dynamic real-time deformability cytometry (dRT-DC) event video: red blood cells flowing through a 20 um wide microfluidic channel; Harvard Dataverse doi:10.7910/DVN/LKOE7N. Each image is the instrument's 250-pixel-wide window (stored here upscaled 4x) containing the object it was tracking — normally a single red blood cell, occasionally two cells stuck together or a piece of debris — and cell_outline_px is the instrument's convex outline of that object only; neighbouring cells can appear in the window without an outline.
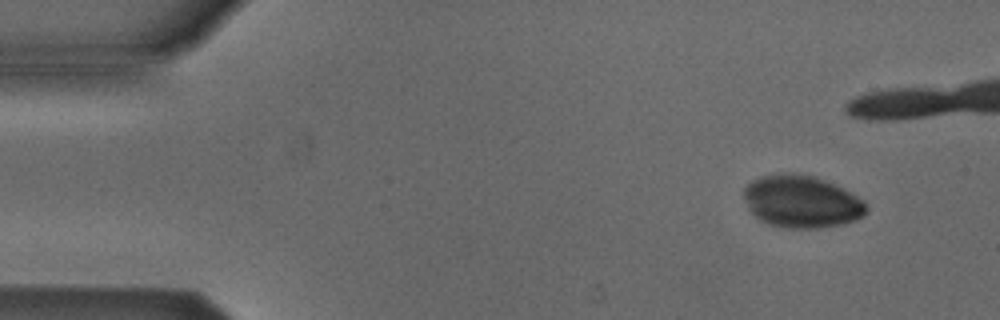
{"species": "Egyptian fruit bat (a non-hibernating species)", "species_latin": "Rousettus aegyptiacus", "temperature_condition": "cold", "stored_images_in_passage": 8, "camera_frame_rate_fps": 3000, "um_per_image_px": 0.085, "animal": {"sex": "male"}, "frame": {"image": 1, "passage_image": 1, "time_ms": 0.0, "image_size_px": [1000, 320], "cell_outline_px": [[868, 212], [864, 216], [856, 220], [844, 224], [820, 228], [788, 228], [768, 224], [760, 220], [748, 208], [744, 196], [744, 188], [752, 180], [760, 176], [812, 176], [852, 192], [864, 200], [868, 208]], "centroid_in_image_um": [68.19, 17.19], "position_along_channel_um": 16.8, "area_um2": 36.7}}
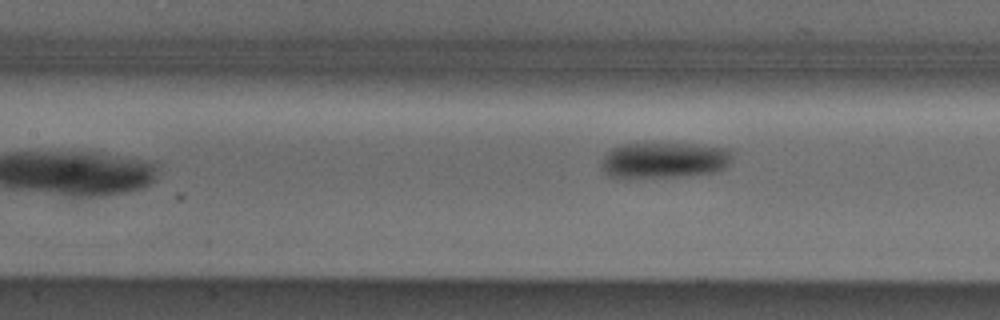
{"frame": {"image": 2, "passage_image": 7, "time_ms": 7.333, "image_size_px": [1000, 320], "cell_outline_px": [[732, 156], [728, 164], [724, 168], [712, 172], [680, 176], [612, 176], [604, 172], [604, 156], [612, 148], [620, 144], [696, 144], [732, 148]], "centroid_in_image_um": [56.55, 13.58], "position_along_channel_um": 150.9, "area_um2": 26.65}}